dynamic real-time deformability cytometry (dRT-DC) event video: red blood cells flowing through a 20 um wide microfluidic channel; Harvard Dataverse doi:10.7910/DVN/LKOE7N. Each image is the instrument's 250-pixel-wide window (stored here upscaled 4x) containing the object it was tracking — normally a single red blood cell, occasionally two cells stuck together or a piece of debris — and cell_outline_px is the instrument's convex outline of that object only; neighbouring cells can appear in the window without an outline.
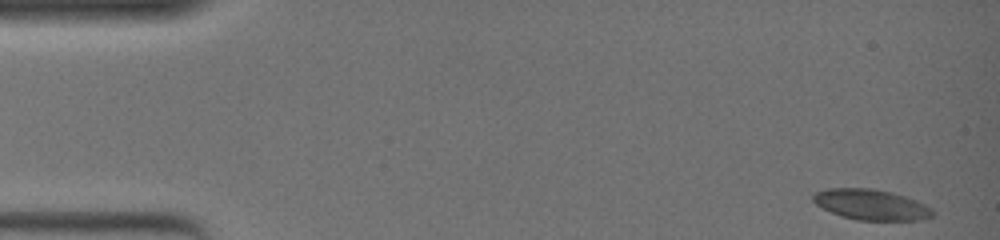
{"species": "common noctule bat (a hibernating species)", "species_latin": "Nyctalus noctula", "temperature_condition": "warm", "stored_images_in_passage": 49, "camera_frame_rate_fps": 3000, "um_per_image_px": 0.085, "animal": {"sex": "female", "body_mass_g": 19.0, "forearm_length_mm": 51.5}, "frame": {"image": 1, "passage_image": 1, "time_ms": 0.0, "image_size_px": [1000, 240], "cell_outline_px": [[932, 216], [920, 220], [856, 220], [832, 212], [816, 204], [812, 200], [812, 196], [816, 192], [828, 188], [872, 188], [892, 192], [916, 200], [932, 208]], "centroid_in_image_um": [74.04, 17.38], "position_along_channel_um": 11.0, "area_um2": 21.1}}
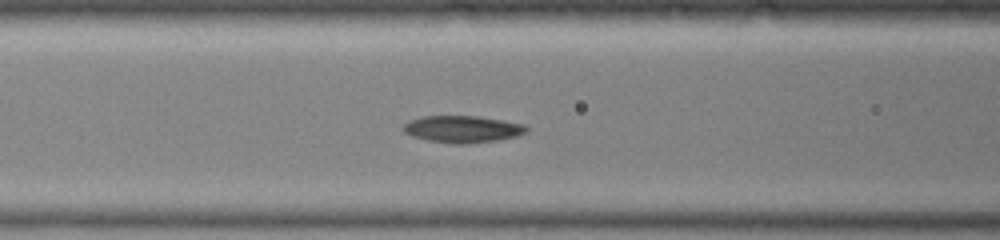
{"frame": {"image": 2, "passage_image": 21, "time_ms": 6.667, "image_size_px": [1000, 240], "cell_outline_px": [[528, 132], [516, 136], [496, 140], [468, 144], [452, 144], [428, 140], [412, 136], [404, 132], [400, 128], [408, 120], [420, 116], [476, 116], [524, 124], [528, 128]], "centroid_in_image_um": [39.26, 10.97], "position_along_channel_um": 127.3, "area_um2": 19.42}}
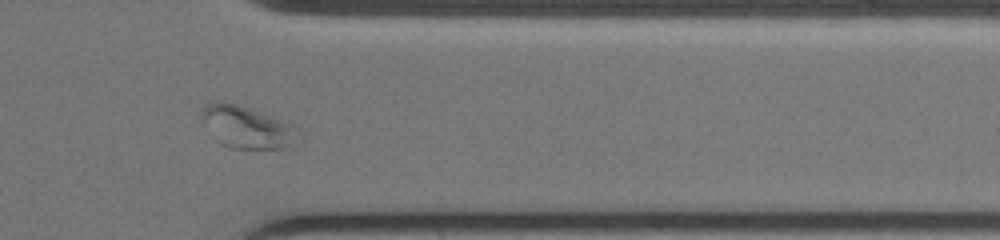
{"frame": {"image": 3, "passage_image": 42, "time_ms": 13.667, "image_size_px": [1000, 240], "cell_outline_px": [[308, 136], [300, 144], [288, 148], [232, 148], [220, 144], [216, 140], [200, 120], [200, 112], [204, 104], [212, 100], [224, 100], [252, 108], [292, 124], [304, 132]], "centroid_in_image_um": [21.08, 10.8], "position_along_channel_um": 390.3, "area_um2": 25.2}, "authors_computed_cell_mechanics": {"area_um2": 19.7098, "velocity_mm_per_s": 3.7549, "shape_relaxation_time_tau1_ms": 8.8864, "shape_relaxation_time_tau2_ms": 2.0973, "deformation_change_tau1": 0.261, "deformation_change_tau2": 0.0602}}